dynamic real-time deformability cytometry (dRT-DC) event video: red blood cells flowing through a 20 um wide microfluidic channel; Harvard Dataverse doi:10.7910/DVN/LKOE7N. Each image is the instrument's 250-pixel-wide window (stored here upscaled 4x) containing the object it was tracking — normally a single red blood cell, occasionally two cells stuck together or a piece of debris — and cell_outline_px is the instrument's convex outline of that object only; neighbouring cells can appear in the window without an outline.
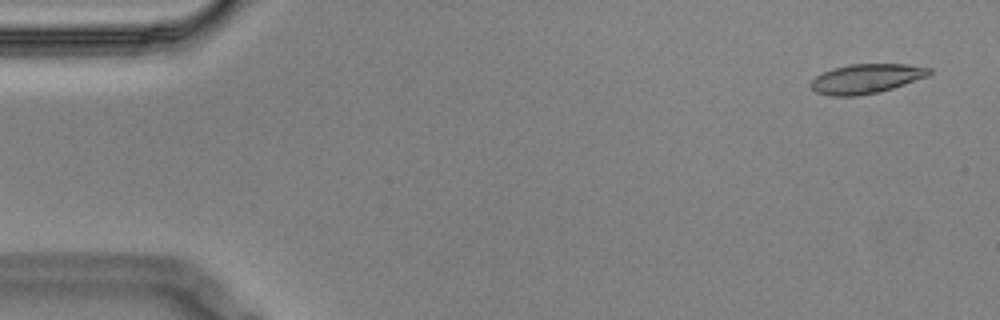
{"species": "Egyptian fruit bat (a non-hibernating species)", "species_latin": "Rousettus aegyptiacus", "temperature_condition": "cold", "stored_images_in_passage": 15, "camera_frame_rate_fps": 3000, "um_per_image_px": 0.085, "animal": {"sex": "male"}, "frame": {"image": 1, "passage_image": 3, "time_ms": 0.667, "image_size_px": [1000, 320], "cell_outline_px": [[932, 72], [928, 76], [880, 92], [856, 96], [832, 96], [816, 92], [808, 84], [816, 76], [832, 68], [848, 64], [908, 64], [932, 68]], "centroid_in_image_um": [73.63, 6.68], "position_along_channel_um": 11.4, "area_um2": 20.4}}